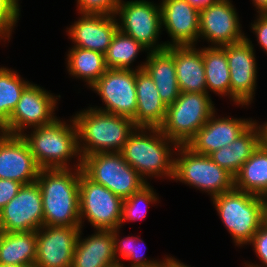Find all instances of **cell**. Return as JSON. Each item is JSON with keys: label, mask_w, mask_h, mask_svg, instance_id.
<instances>
[{"label": "cell", "mask_w": 267, "mask_h": 267, "mask_svg": "<svg viewBox=\"0 0 267 267\" xmlns=\"http://www.w3.org/2000/svg\"><path fill=\"white\" fill-rule=\"evenodd\" d=\"M70 122L66 124L56 118L50 124L34 128L31 134L21 135L40 169H71L70 159L77 156V165L82 166L77 127L73 118Z\"/></svg>", "instance_id": "obj_4"}, {"label": "cell", "mask_w": 267, "mask_h": 267, "mask_svg": "<svg viewBox=\"0 0 267 267\" xmlns=\"http://www.w3.org/2000/svg\"><path fill=\"white\" fill-rule=\"evenodd\" d=\"M147 49L134 38L124 34L119 29L116 31L107 52L105 63L110 69H132L131 63L137 58L138 53Z\"/></svg>", "instance_id": "obj_31"}, {"label": "cell", "mask_w": 267, "mask_h": 267, "mask_svg": "<svg viewBox=\"0 0 267 267\" xmlns=\"http://www.w3.org/2000/svg\"><path fill=\"white\" fill-rule=\"evenodd\" d=\"M157 267H167V257L164 259V262Z\"/></svg>", "instance_id": "obj_46"}, {"label": "cell", "mask_w": 267, "mask_h": 267, "mask_svg": "<svg viewBox=\"0 0 267 267\" xmlns=\"http://www.w3.org/2000/svg\"><path fill=\"white\" fill-rule=\"evenodd\" d=\"M167 267H190L187 266L183 263H181V261L177 260L176 258L168 257L167 256Z\"/></svg>", "instance_id": "obj_41"}, {"label": "cell", "mask_w": 267, "mask_h": 267, "mask_svg": "<svg viewBox=\"0 0 267 267\" xmlns=\"http://www.w3.org/2000/svg\"><path fill=\"white\" fill-rule=\"evenodd\" d=\"M173 45L166 50L173 56L180 92L207 93L202 48Z\"/></svg>", "instance_id": "obj_22"}, {"label": "cell", "mask_w": 267, "mask_h": 267, "mask_svg": "<svg viewBox=\"0 0 267 267\" xmlns=\"http://www.w3.org/2000/svg\"><path fill=\"white\" fill-rule=\"evenodd\" d=\"M119 229L115 228L112 230L113 235V246H114V255L116 258L117 263H123L119 257L122 256L126 260H131V266L130 267H157L160 264L164 262L163 261H152L148 260V258H144V254L137 249L139 246H137L139 241L142 243L144 242L141 238L135 237V236H127L123 239H119ZM142 245V244H140ZM145 245V244H144ZM119 256V257H118ZM129 267V266H128Z\"/></svg>", "instance_id": "obj_32"}, {"label": "cell", "mask_w": 267, "mask_h": 267, "mask_svg": "<svg viewBox=\"0 0 267 267\" xmlns=\"http://www.w3.org/2000/svg\"><path fill=\"white\" fill-rule=\"evenodd\" d=\"M30 83L23 80L16 71L0 67V128L9 120L24 89Z\"/></svg>", "instance_id": "obj_30"}, {"label": "cell", "mask_w": 267, "mask_h": 267, "mask_svg": "<svg viewBox=\"0 0 267 267\" xmlns=\"http://www.w3.org/2000/svg\"><path fill=\"white\" fill-rule=\"evenodd\" d=\"M158 198L156 192H154L152 186L148 182L139 191L133 193L130 197L123 199L121 226L126 221L144 219L147 213L148 204L150 205L151 203L157 202ZM142 204L145 205L146 209Z\"/></svg>", "instance_id": "obj_33"}, {"label": "cell", "mask_w": 267, "mask_h": 267, "mask_svg": "<svg viewBox=\"0 0 267 267\" xmlns=\"http://www.w3.org/2000/svg\"><path fill=\"white\" fill-rule=\"evenodd\" d=\"M256 21L251 24L260 47L267 53V14L257 15Z\"/></svg>", "instance_id": "obj_38"}, {"label": "cell", "mask_w": 267, "mask_h": 267, "mask_svg": "<svg viewBox=\"0 0 267 267\" xmlns=\"http://www.w3.org/2000/svg\"><path fill=\"white\" fill-rule=\"evenodd\" d=\"M22 185L14 180L0 179V211L17 195Z\"/></svg>", "instance_id": "obj_37"}, {"label": "cell", "mask_w": 267, "mask_h": 267, "mask_svg": "<svg viewBox=\"0 0 267 267\" xmlns=\"http://www.w3.org/2000/svg\"><path fill=\"white\" fill-rule=\"evenodd\" d=\"M125 264H122V263H115L114 265H111L109 267H126V265L124 266Z\"/></svg>", "instance_id": "obj_45"}, {"label": "cell", "mask_w": 267, "mask_h": 267, "mask_svg": "<svg viewBox=\"0 0 267 267\" xmlns=\"http://www.w3.org/2000/svg\"><path fill=\"white\" fill-rule=\"evenodd\" d=\"M230 69V100L241 106H248L255 96L257 64L252 42L243 40L224 45ZM254 95V96H253Z\"/></svg>", "instance_id": "obj_13"}, {"label": "cell", "mask_w": 267, "mask_h": 267, "mask_svg": "<svg viewBox=\"0 0 267 267\" xmlns=\"http://www.w3.org/2000/svg\"><path fill=\"white\" fill-rule=\"evenodd\" d=\"M2 235H3V231H2V229L0 228V241H1Z\"/></svg>", "instance_id": "obj_47"}, {"label": "cell", "mask_w": 267, "mask_h": 267, "mask_svg": "<svg viewBox=\"0 0 267 267\" xmlns=\"http://www.w3.org/2000/svg\"><path fill=\"white\" fill-rule=\"evenodd\" d=\"M215 112L202 126L187 146L195 153L210 155L224 146L230 145L253 122L252 119L215 117Z\"/></svg>", "instance_id": "obj_20"}, {"label": "cell", "mask_w": 267, "mask_h": 267, "mask_svg": "<svg viewBox=\"0 0 267 267\" xmlns=\"http://www.w3.org/2000/svg\"><path fill=\"white\" fill-rule=\"evenodd\" d=\"M43 226V202L35 181L22 185L17 195L0 211L3 232L37 231Z\"/></svg>", "instance_id": "obj_14"}, {"label": "cell", "mask_w": 267, "mask_h": 267, "mask_svg": "<svg viewBox=\"0 0 267 267\" xmlns=\"http://www.w3.org/2000/svg\"><path fill=\"white\" fill-rule=\"evenodd\" d=\"M74 166L76 168L40 169L36 182L42 194L43 225L81 226L79 179L82 166Z\"/></svg>", "instance_id": "obj_1"}, {"label": "cell", "mask_w": 267, "mask_h": 267, "mask_svg": "<svg viewBox=\"0 0 267 267\" xmlns=\"http://www.w3.org/2000/svg\"><path fill=\"white\" fill-rule=\"evenodd\" d=\"M263 127V141L267 144V122L262 124Z\"/></svg>", "instance_id": "obj_42"}, {"label": "cell", "mask_w": 267, "mask_h": 267, "mask_svg": "<svg viewBox=\"0 0 267 267\" xmlns=\"http://www.w3.org/2000/svg\"><path fill=\"white\" fill-rule=\"evenodd\" d=\"M234 187L261 197L267 195V144L264 141L234 176Z\"/></svg>", "instance_id": "obj_26"}, {"label": "cell", "mask_w": 267, "mask_h": 267, "mask_svg": "<svg viewBox=\"0 0 267 267\" xmlns=\"http://www.w3.org/2000/svg\"><path fill=\"white\" fill-rule=\"evenodd\" d=\"M143 67L141 64L136 69L137 109L133 123L136 127L159 128L164 122L167 106Z\"/></svg>", "instance_id": "obj_21"}, {"label": "cell", "mask_w": 267, "mask_h": 267, "mask_svg": "<svg viewBox=\"0 0 267 267\" xmlns=\"http://www.w3.org/2000/svg\"><path fill=\"white\" fill-rule=\"evenodd\" d=\"M90 88L95 91L106 107L97 109L105 113L134 119L137 109L136 70L110 69Z\"/></svg>", "instance_id": "obj_12"}, {"label": "cell", "mask_w": 267, "mask_h": 267, "mask_svg": "<svg viewBox=\"0 0 267 267\" xmlns=\"http://www.w3.org/2000/svg\"><path fill=\"white\" fill-rule=\"evenodd\" d=\"M123 199L103 185L89 179L83 172L79 179V208L82 228L84 218L96 230L121 227Z\"/></svg>", "instance_id": "obj_10"}, {"label": "cell", "mask_w": 267, "mask_h": 267, "mask_svg": "<svg viewBox=\"0 0 267 267\" xmlns=\"http://www.w3.org/2000/svg\"><path fill=\"white\" fill-rule=\"evenodd\" d=\"M177 147L178 144L163 134L159 128L136 127L120 153L147 182V177L165 176L173 179L174 151L172 150Z\"/></svg>", "instance_id": "obj_3"}, {"label": "cell", "mask_w": 267, "mask_h": 267, "mask_svg": "<svg viewBox=\"0 0 267 267\" xmlns=\"http://www.w3.org/2000/svg\"><path fill=\"white\" fill-rule=\"evenodd\" d=\"M206 87L208 91L230 97V69L222 47L202 48ZM209 89V90H208Z\"/></svg>", "instance_id": "obj_29"}, {"label": "cell", "mask_w": 267, "mask_h": 267, "mask_svg": "<svg viewBox=\"0 0 267 267\" xmlns=\"http://www.w3.org/2000/svg\"><path fill=\"white\" fill-rule=\"evenodd\" d=\"M0 267H27L22 265L0 264Z\"/></svg>", "instance_id": "obj_43"}, {"label": "cell", "mask_w": 267, "mask_h": 267, "mask_svg": "<svg viewBox=\"0 0 267 267\" xmlns=\"http://www.w3.org/2000/svg\"><path fill=\"white\" fill-rule=\"evenodd\" d=\"M82 172L93 182L103 185L125 199L147 182L123 158L120 152L95 153L82 159Z\"/></svg>", "instance_id": "obj_8"}, {"label": "cell", "mask_w": 267, "mask_h": 267, "mask_svg": "<svg viewBox=\"0 0 267 267\" xmlns=\"http://www.w3.org/2000/svg\"><path fill=\"white\" fill-rule=\"evenodd\" d=\"M175 151L180 157L174 158V181L206 191L212 198L234 187V177L208 155L195 153L187 145H178Z\"/></svg>", "instance_id": "obj_7"}, {"label": "cell", "mask_w": 267, "mask_h": 267, "mask_svg": "<svg viewBox=\"0 0 267 267\" xmlns=\"http://www.w3.org/2000/svg\"><path fill=\"white\" fill-rule=\"evenodd\" d=\"M73 119L82 159L95 153L121 152L127 138L136 129L132 119L93 107L77 112Z\"/></svg>", "instance_id": "obj_2"}, {"label": "cell", "mask_w": 267, "mask_h": 267, "mask_svg": "<svg viewBox=\"0 0 267 267\" xmlns=\"http://www.w3.org/2000/svg\"><path fill=\"white\" fill-rule=\"evenodd\" d=\"M186 1L190 3L193 7L197 8L198 10H201L204 7H207L219 0H186Z\"/></svg>", "instance_id": "obj_39"}, {"label": "cell", "mask_w": 267, "mask_h": 267, "mask_svg": "<svg viewBox=\"0 0 267 267\" xmlns=\"http://www.w3.org/2000/svg\"><path fill=\"white\" fill-rule=\"evenodd\" d=\"M19 0H0V40L11 39V33L19 20Z\"/></svg>", "instance_id": "obj_34"}, {"label": "cell", "mask_w": 267, "mask_h": 267, "mask_svg": "<svg viewBox=\"0 0 267 267\" xmlns=\"http://www.w3.org/2000/svg\"><path fill=\"white\" fill-rule=\"evenodd\" d=\"M39 171L25 139L0 131V179L30 184L36 181Z\"/></svg>", "instance_id": "obj_17"}, {"label": "cell", "mask_w": 267, "mask_h": 267, "mask_svg": "<svg viewBox=\"0 0 267 267\" xmlns=\"http://www.w3.org/2000/svg\"><path fill=\"white\" fill-rule=\"evenodd\" d=\"M264 202H265V219L267 221V195L264 197Z\"/></svg>", "instance_id": "obj_44"}, {"label": "cell", "mask_w": 267, "mask_h": 267, "mask_svg": "<svg viewBox=\"0 0 267 267\" xmlns=\"http://www.w3.org/2000/svg\"><path fill=\"white\" fill-rule=\"evenodd\" d=\"M162 28L164 26L173 45H195L199 38L200 10L186 0H162L160 4Z\"/></svg>", "instance_id": "obj_18"}, {"label": "cell", "mask_w": 267, "mask_h": 267, "mask_svg": "<svg viewBox=\"0 0 267 267\" xmlns=\"http://www.w3.org/2000/svg\"><path fill=\"white\" fill-rule=\"evenodd\" d=\"M214 112L208 93L181 92L175 102L167 106L159 129L178 145H187Z\"/></svg>", "instance_id": "obj_6"}, {"label": "cell", "mask_w": 267, "mask_h": 267, "mask_svg": "<svg viewBox=\"0 0 267 267\" xmlns=\"http://www.w3.org/2000/svg\"><path fill=\"white\" fill-rule=\"evenodd\" d=\"M36 231L3 232L0 241V264L35 266Z\"/></svg>", "instance_id": "obj_27"}, {"label": "cell", "mask_w": 267, "mask_h": 267, "mask_svg": "<svg viewBox=\"0 0 267 267\" xmlns=\"http://www.w3.org/2000/svg\"><path fill=\"white\" fill-rule=\"evenodd\" d=\"M258 14H267V0H252Z\"/></svg>", "instance_id": "obj_40"}, {"label": "cell", "mask_w": 267, "mask_h": 267, "mask_svg": "<svg viewBox=\"0 0 267 267\" xmlns=\"http://www.w3.org/2000/svg\"><path fill=\"white\" fill-rule=\"evenodd\" d=\"M222 47L243 40L238 13L230 0H219L200 10L199 38Z\"/></svg>", "instance_id": "obj_15"}, {"label": "cell", "mask_w": 267, "mask_h": 267, "mask_svg": "<svg viewBox=\"0 0 267 267\" xmlns=\"http://www.w3.org/2000/svg\"><path fill=\"white\" fill-rule=\"evenodd\" d=\"M253 245L256 256L261 260L264 267H267V221H265L258 231L254 234L253 238L249 242ZM245 264V267H263L257 264Z\"/></svg>", "instance_id": "obj_36"}, {"label": "cell", "mask_w": 267, "mask_h": 267, "mask_svg": "<svg viewBox=\"0 0 267 267\" xmlns=\"http://www.w3.org/2000/svg\"><path fill=\"white\" fill-rule=\"evenodd\" d=\"M61 97L30 83L23 91L9 120L0 128L1 132L22 135L29 127L37 128L52 123L57 117L53 113Z\"/></svg>", "instance_id": "obj_11"}, {"label": "cell", "mask_w": 267, "mask_h": 267, "mask_svg": "<svg viewBox=\"0 0 267 267\" xmlns=\"http://www.w3.org/2000/svg\"><path fill=\"white\" fill-rule=\"evenodd\" d=\"M105 55L93 50L72 47L67 54L69 75L84 80L91 87L107 70Z\"/></svg>", "instance_id": "obj_28"}, {"label": "cell", "mask_w": 267, "mask_h": 267, "mask_svg": "<svg viewBox=\"0 0 267 267\" xmlns=\"http://www.w3.org/2000/svg\"><path fill=\"white\" fill-rule=\"evenodd\" d=\"M119 15L118 29L134 38L149 52L167 48V43H157L161 34L160 5L146 0L120 2L115 16Z\"/></svg>", "instance_id": "obj_9"}, {"label": "cell", "mask_w": 267, "mask_h": 267, "mask_svg": "<svg viewBox=\"0 0 267 267\" xmlns=\"http://www.w3.org/2000/svg\"><path fill=\"white\" fill-rule=\"evenodd\" d=\"M263 142V127L254 121L230 145L214 151L209 157L233 177Z\"/></svg>", "instance_id": "obj_23"}, {"label": "cell", "mask_w": 267, "mask_h": 267, "mask_svg": "<svg viewBox=\"0 0 267 267\" xmlns=\"http://www.w3.org/2000/svg\"><path fill=\"white\" fill-rule=\"evenodd\" d=\"M143 69L153 79L161 100L166 106L173 104L180 95L173 56L166 50L147 52Z\"/></svg>", "instance_id": "obj_25"}, {"label": "cell", "mask_w": 267, "mask_h": 267, "mask_svg": "<svg viewBox=\"0 0 267 267\" xmlns=\"http://www.w3.org/2000/svg\"><path fill=\"white\" fill-rule=\"evenodd\" d=\"M81 226H45L36 231V267H71Z\"/></svg>", "instance_id": "obj_16"}, {"label": "cell", "mask_w": 267, "mask_h": 267, "mask_svg": "<svg viewBox=\"0 0 267 267\" xmlns=\"http://www.w3.org/2000/svg\"><path fill=\"white\" fill-rule=\"evenodd\" d=\"M211 200L236 246L247 245L266 221L264 197L233 187Z\"/></svg>", "instance_id": "obj_5"}, {"label": "cell", "mask_w": 267, "mask_h": 267, "mask_svg": "<svg viewBox=\"0 0 267 267\" xmlns=\"http://www.w3.org/2000/svg\"><path fill=\"white\" fill-rule=\"evenodd\" d=\"M80 229L71 267H109L117 263L112 230H95L94 235L81 238Z\"/></svg>", "instance_id": "obj_24"}, {"label": "cell", "mask_w": 267, "mask_h": 267, "mask_svg": "<svg viewBox=\"0 0 267 267\" xmlns=\"http://www.w3.org/2000/svg\"><path fill=\"white\" fill-rule=\"evenodd\" d=\"M115 17V15L81 13V17L67 30L69 38L74 42L73 47L105 55L118 30Z\"/></svg>", "instance_id": "obj_19"}, {"label": "cell", "mask_w": 267, "mask_h": 267, "mask_svg": "<svg viewBox=\"0 0 267 267\" xmlns=\"http://www.w3.org/2000/svg\"><path fill=\"white\" fill-rule=\"evenodd\" d=\"M122 0H77L78 13L115 15Z\"/></svg>", "instance_id": "obj_35"}]
</instances>
